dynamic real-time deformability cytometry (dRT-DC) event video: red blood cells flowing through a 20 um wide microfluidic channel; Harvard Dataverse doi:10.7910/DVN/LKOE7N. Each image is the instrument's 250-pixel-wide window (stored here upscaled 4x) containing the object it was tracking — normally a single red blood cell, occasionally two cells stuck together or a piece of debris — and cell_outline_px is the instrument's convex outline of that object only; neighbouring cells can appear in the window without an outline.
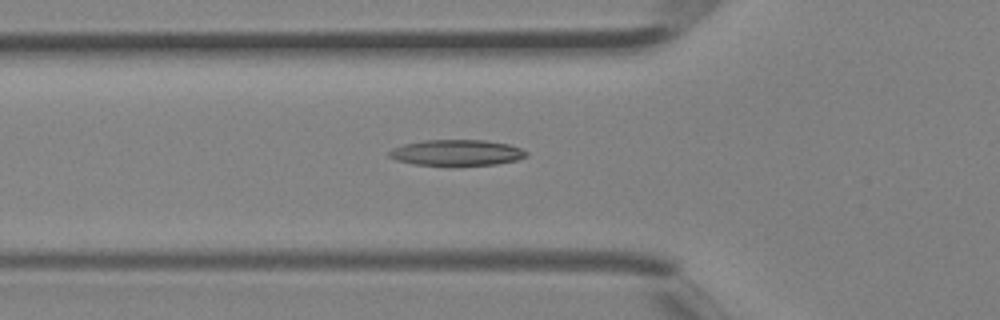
{"species": "Egyptian fruit bat (a non-hibernating species)", "species_latin": "Rousettus aegyptiacus", "temperature_condition": "room temperature", "stored_images_in_passage": 4, "camera_frame_rate_fps": 3000, "um_per_image_px": 0.085, "animal": {"sex": "female"}, "frame": {"image": 1, "passage_image": 4, "time_ms": 1.0, "image_size_px": [1000, 320], "cell_outline_px": [[528, 156], [516, 160], [496, 164], [412, 164], [396, 160], [388, 156], [388, 152], [392, 148], [404, 144], [424, 140], [484, 140], [508, 144], [520, 148], [528, 152]], "centroid_in_image_um": [38.81, 12.96], "position_along_channel_um": 87.0, "area_um2": 20.35}}